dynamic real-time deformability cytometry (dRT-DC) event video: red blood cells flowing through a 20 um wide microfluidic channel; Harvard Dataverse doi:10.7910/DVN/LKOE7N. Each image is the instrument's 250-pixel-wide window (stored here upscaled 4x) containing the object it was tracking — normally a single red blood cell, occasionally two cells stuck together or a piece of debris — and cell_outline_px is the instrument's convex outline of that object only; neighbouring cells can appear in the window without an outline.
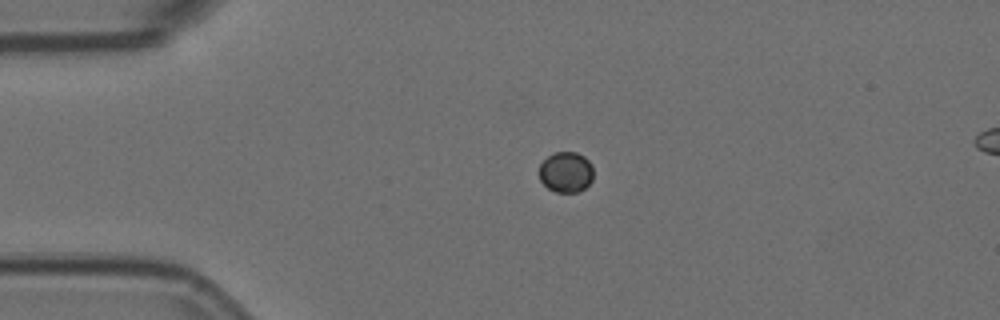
{"species": "Egyptian fruit bat (a non-hibernating species)", "species_latin": "Rousettus aegyptiacus", "temperature_condition": "room temperature", "stored_images_in_passage": 3, "segment_of_instrument_passage": [1, 2], "camera_frame_rate_fps": 3000, "um_per_image_px": 0.085, "animal": {"sex": "female"}, "frame": {"image": 1, "passage_image": 1, "time_ms": 0.0, "image_size_px": [1000, 320], "cell_outline_px": [[592, 180], [584, 188], [576, 192], [556, 192], [548, 188], [540, 180], [540, 164], [548, 156], [556, 152], [576, 152], [584, 156], [592, 164]], "centroid_in_image_um": [48.11, 14.62], "position_along_channel_um": 36.9, "area_um2": 12.72}}